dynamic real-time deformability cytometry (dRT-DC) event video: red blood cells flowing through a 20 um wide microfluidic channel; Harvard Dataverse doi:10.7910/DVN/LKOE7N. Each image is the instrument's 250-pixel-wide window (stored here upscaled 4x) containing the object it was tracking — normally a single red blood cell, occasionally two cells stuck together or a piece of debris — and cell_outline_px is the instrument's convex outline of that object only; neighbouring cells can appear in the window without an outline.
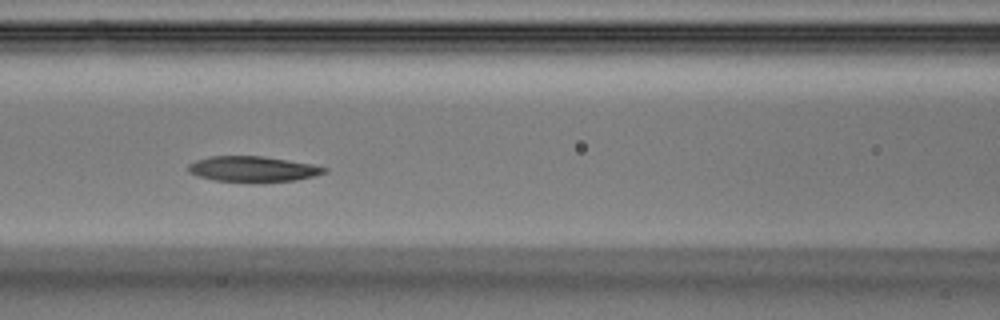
{"species": "Egyptian fruit bat (a non-hibernating species)", "species_latin": "Rousettus aegyptiacus", "temperature_condition": "warm", "stored_images_in_passage": 6, "camera_frame_rate_fps": 3000, "um_per_image_px": 0.085, "animal": {"sex": "male"}, "frame": {"image": 1, "passage_image": 6, "time_ms": 1.667, "image_size_px": [1000, 320], "cell_outline_px": [[328, 172], [316, 176], [296, 180], [216, 180], [196, 176], [188, 172], [188, 164], [196, 160], [208, 156], [264, 156], [312, 164], [328, 168]], "centroid_in_image_um": [21.49, 14.33], "position_along_channel_um": 145.1, "area_um2": 19.77}}